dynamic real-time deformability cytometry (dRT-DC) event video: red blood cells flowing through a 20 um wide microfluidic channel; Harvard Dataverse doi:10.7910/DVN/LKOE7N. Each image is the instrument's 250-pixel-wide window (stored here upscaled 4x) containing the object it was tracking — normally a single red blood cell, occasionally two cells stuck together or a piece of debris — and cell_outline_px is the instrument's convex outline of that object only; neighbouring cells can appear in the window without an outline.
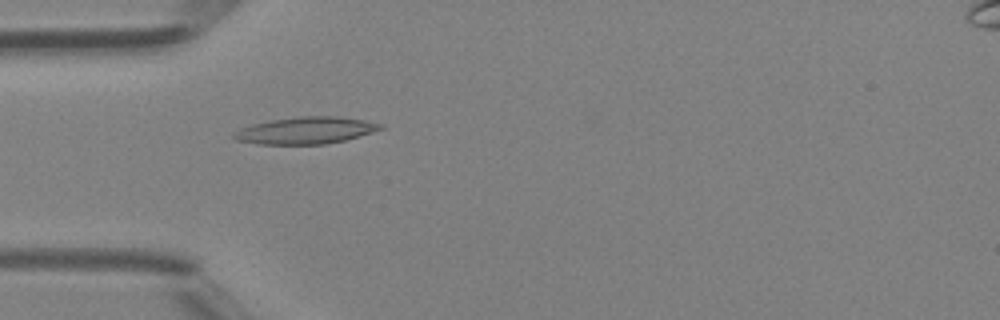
{"species": "Egyptian fruit bat (a non-hibernating species)", "species_latin": "Rousettus aegyptiacus", "temperature_condition": "room temperature", "stored_images_in_passage": 48, "camera_frame_rate_fps": 3000, "um_per_image_px": 0.085, "animal": {"sex": "female"}, "frame": {"image": 1, "passage_image": 15, "time_ms": 4.667, "image_size_px": [1000, 320], "cell_outline_px": [[384, 128], [372, 132], [344, 140], [324, 144], [260, 144], [236, 140], [232, 136], [232, 132], [240, 128], [252, 124], [272, 120], [300, 116], [336, 116], [364, 120], [384, 124]], "centroid_in_image_um": [25.97, 11.08], "position_along_channel_um": 59.0, "area_um2": 22.89}}
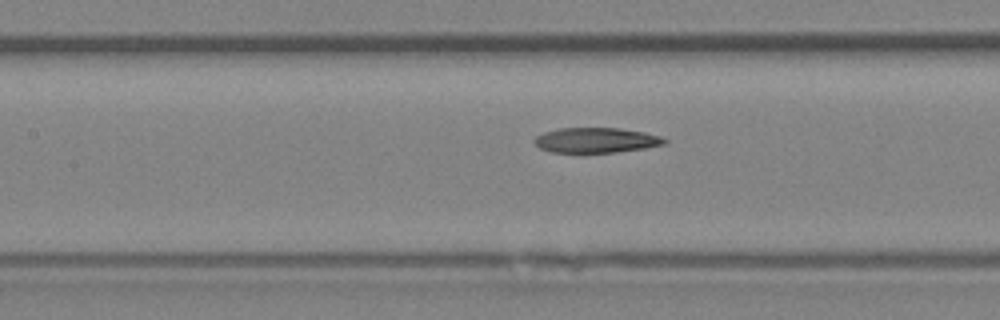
{"frame": {"image": 2, "passage_image": 22, "time_ms": 7.0, "image_size_px": [1000, 320], "cell_outline_px": [[668, 144], [644, 148], [616, 152], [548, 152], [540, 148], [532, 140], [536, 136], [544, 132], [560, 128], [620, 128], [644, 132], [660, 136], [668, 140]], "centroid_in_image_um": [50.68, 11.91], "position_along_channel_um": 156.7, "area_um2": 19.07}}
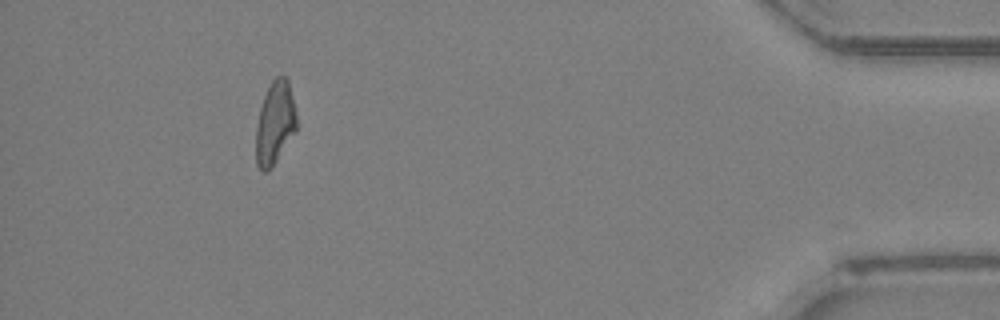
{"frame": {"image": 3, "passage_image": 44, "time_ms": 14.333, "image_size_px": [1000, 320], "cell_outline_px": [[296, 132], [272, 168], [268, 172], [264, 172], [256, 164], [256, 128], [260, 108], [264, 96], [272, 80], [276, 76], [284, 76], [288, 80], [292, 96], [296, 116]], "centroid_in_image_um": [23.37, 10.5], "position_along_channel_um": 411.8, "area_um2": 19.65}, "authors_computed_cell_mechanics": {"area_um2": 20.1722, "velocity_mm_per_s": 4.3357, "shape_relaxation_time_tau1_ms": null, "shape_relaxation_time_tau2_ms": 7.0556, "deformation_change_tau1": null, "deformation_change_tau2": 0.1983}}